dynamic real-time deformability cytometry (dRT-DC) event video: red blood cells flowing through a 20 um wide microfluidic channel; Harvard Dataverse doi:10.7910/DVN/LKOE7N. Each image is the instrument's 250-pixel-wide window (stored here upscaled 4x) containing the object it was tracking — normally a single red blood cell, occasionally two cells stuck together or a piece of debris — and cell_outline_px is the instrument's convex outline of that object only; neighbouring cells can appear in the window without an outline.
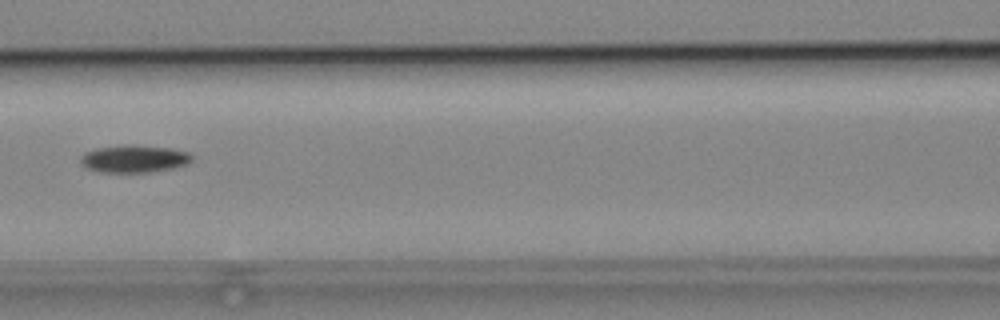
{"species": "common noctule bat (a hibernating species)", "species_latin": "Nyctalus noctula", "temperature_condition": "cold", "stored_images_in_passage": 8, "camera_frame_rate_fps": 3000, "um_per_image_px": 0.085, "animal": {"sex": "male", "body_mass_g": 19.2, "forearm_length_mm": 51.8}, "frame": {"image": 1, "passage_image": 8, "time_ms": 8.0, "image_size_px": [1000, 320], "cell_outline_px": [[192, 160], [188, 164], [172, 168], [148, 172], [100, 172], [88, 168], [80, 164], [80, 156], [84, 152], [96, 148], [124, 144], [132, 144], [172, 148], [188, 152], [192, 156]], "centroid_in_image_um": [11.38, 13.48], "position_along_channel_um": 155.2, "area_um2": 18.03}}